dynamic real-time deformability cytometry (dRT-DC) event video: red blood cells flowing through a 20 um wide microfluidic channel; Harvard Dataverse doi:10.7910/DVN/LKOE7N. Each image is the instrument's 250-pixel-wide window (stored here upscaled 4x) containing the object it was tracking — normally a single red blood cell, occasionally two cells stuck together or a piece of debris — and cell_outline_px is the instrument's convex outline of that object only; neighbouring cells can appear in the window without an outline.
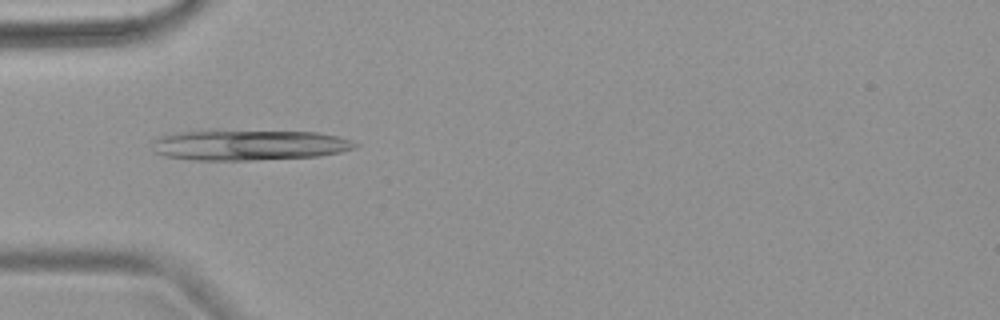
{"species": "common noctule bat (a hibernating species)", "species_latin": "Nyctalus noctula", "temperature_condition": "warm", "stored_images_in_passage": 2, "camera_frame_rate_fps": 3000, "um_per_image_px": 0.085, "animal": {"sex": "female", "body_mass_g": 18.4}, "frame": {"image": 1, "passage_image": 2, "time_ms": 1.0, "image_size_px": [1000, 320], "cell_outline_px": [[360, 144], [356, 148], [340, 152], [320, 156], [252, 160], [192, 160], [164, 156], [152, 152], [152, 140], [160, 136], [180, 132], [212, 128], [216, 128], [316, 132], [340, 136], [352, 140]], "centroid_in_image_um": [21.13, 12.29], "position_along_channel_um": 63.9, "area_um2": 37.69}}